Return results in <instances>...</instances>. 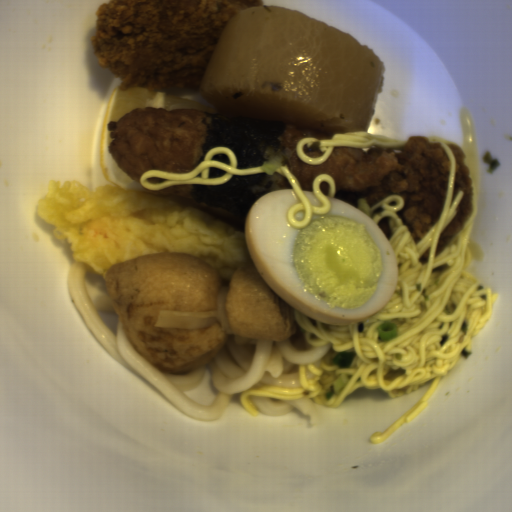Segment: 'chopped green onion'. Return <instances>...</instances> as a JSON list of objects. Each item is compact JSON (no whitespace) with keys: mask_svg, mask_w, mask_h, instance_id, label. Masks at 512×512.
I'll return each instance as SVG.
<instances>
[{"mask_svg":"<svg viewBox=\"0 0 512 512\" xmlns=\"http://www.w3.org/2000/svg\"><path fill=\"white\" fill-rule=\"evenodd\" d=\"M377 335L379 340L389 341L398 335V325L395 322H384L377 327Z\"/></svg>","mask_w":512,"mask_h":512,"instance_id":"chopped-green-onion-1","label":"chopped green onion"}]
</instances>
